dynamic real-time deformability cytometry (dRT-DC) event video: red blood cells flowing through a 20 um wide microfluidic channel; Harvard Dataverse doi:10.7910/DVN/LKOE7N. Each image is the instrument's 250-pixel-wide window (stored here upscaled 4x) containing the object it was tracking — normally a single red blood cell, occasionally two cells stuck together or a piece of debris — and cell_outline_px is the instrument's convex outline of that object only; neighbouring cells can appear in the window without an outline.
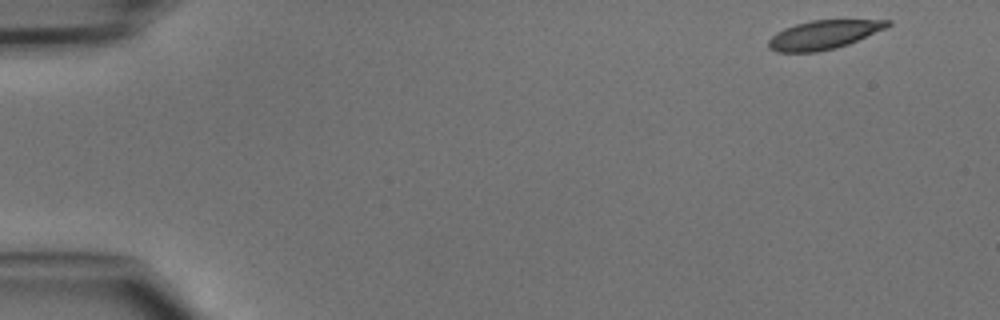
{"species": "common noctule bat (a hibernating species)", "species_latin": "Nyctalus noctula", "temperature_condition": "cold", "stored_images_in_passage": 45, "camera_frame_rate_fps": 3000, "um_per_image_px": 0.085, "animal": {"sex": "male", "body_mass_g": 15.6}, "frame": {"image": 1, "passage_image": 1, "time_ms": 0.0, "image_size_px": [1000, 320], "cell_outline_px": [[892, 24], [884, 28], [848, 44], [836, 48], [816, 52], [776, 52], [768, 48], [768, 40], [776, 32], [784, 28], [796, 24], [812, 20], [892, 20]], "centroid_in_image_um": [69.96, 2.96], "position_along_channel_um": 15.0, "area_um2": 19.83}}
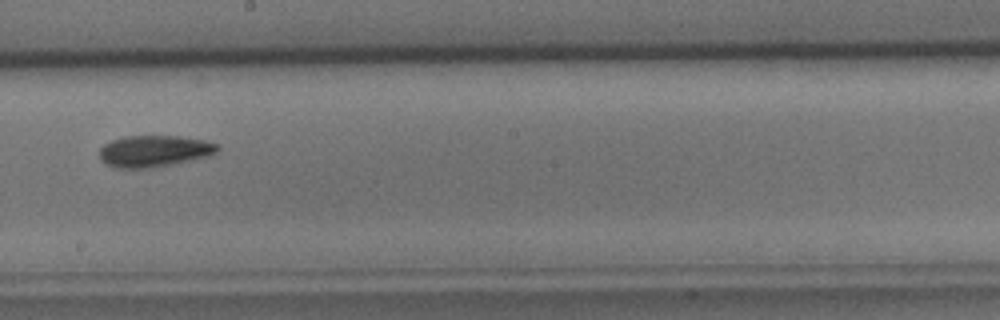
{"frame": {"image": 2, "passage_image": 25, "time_ms": 8.0, "image_size_px": [1000, 320], "cell_outline_px": [[220, 148], [216, 152], [208, 156], [152, 168], [112, 168], [100, 160], [100, 148], [104, 144], [112, 140], [124, 136], [180, 136], [204, 140], [216, 144]], "centroid_in_image_um": [13.06, 12.84], "position_along_channel_um": 235.1, "area_um2": 21.68}}
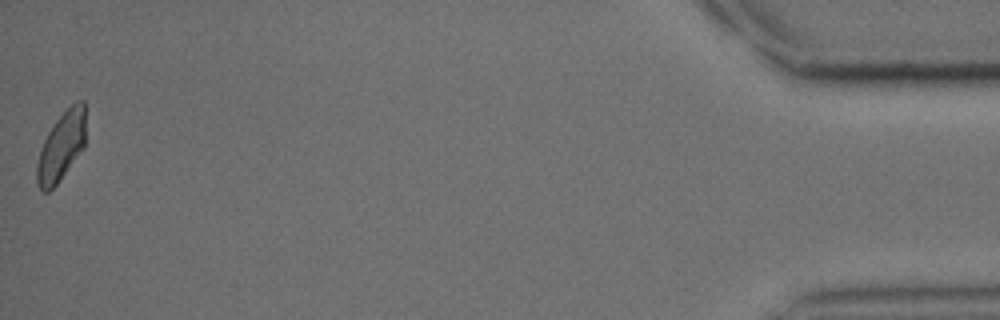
{"frame": {"image": 3, "passage_image": 45, "time_ms": 14.667, "image_size_px": [1000, 320], "cell_outline_px": [[84, 148], [56, 184], [48, 192], [44, 192], [36, 184], [36, 164], [44, 140], [48, 132], [56, 120], [76, 100], [84, 100]], "centroid_in_image_um": [5.19, 12.46], "position_along_channel_um": 430.0, "area_um2": 19.19}}